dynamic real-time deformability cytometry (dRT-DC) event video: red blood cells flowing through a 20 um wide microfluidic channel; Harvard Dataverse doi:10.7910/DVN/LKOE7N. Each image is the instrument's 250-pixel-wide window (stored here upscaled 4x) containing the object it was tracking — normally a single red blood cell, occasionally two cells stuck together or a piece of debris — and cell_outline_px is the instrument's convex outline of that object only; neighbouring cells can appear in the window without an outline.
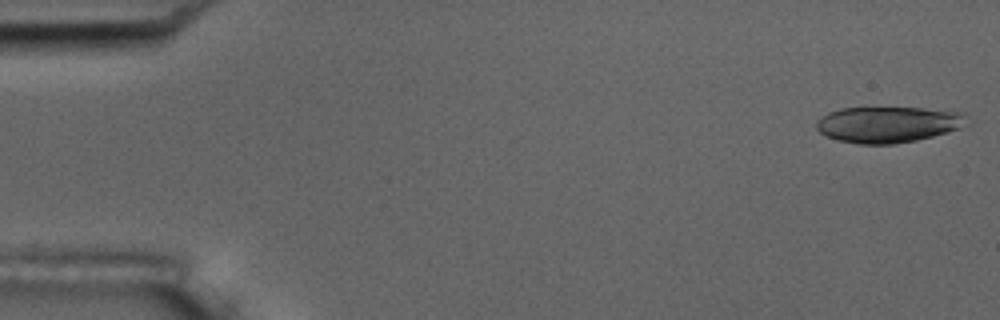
{"species": "common noctule bat (a hibernating species)", "species_latin": "Nyctalus noctula", "temperature_condition": "room temperature", "stored_images_in_passage": 5, "segment_of_instrument_passage": [1, 2], "camera_frame_rate_fps": 3000, "um_per_image_px": 0.085, "animal": {"sex": "male", "body_mass_g": 17.5, "forearm_length_mm": 52.3}, "frame": {"image": 1, "passage_image": 1, "time_ms": 0.0, "image_size_px": [1000, 320], "cell_outline_px": [[972, 120], [968, 124], [960, 128], [948, 132], [916, 140], [892, 144], [860, 144], [836, 140], [820, 132], [816, 128], [816, 120], [828, 112], [840, 108], [924, 108], [964, 112]], "centroid_in_image_um": [75.54, 10.57], "position_along_channel_um": 9.5, "area_um2": 31.91}}